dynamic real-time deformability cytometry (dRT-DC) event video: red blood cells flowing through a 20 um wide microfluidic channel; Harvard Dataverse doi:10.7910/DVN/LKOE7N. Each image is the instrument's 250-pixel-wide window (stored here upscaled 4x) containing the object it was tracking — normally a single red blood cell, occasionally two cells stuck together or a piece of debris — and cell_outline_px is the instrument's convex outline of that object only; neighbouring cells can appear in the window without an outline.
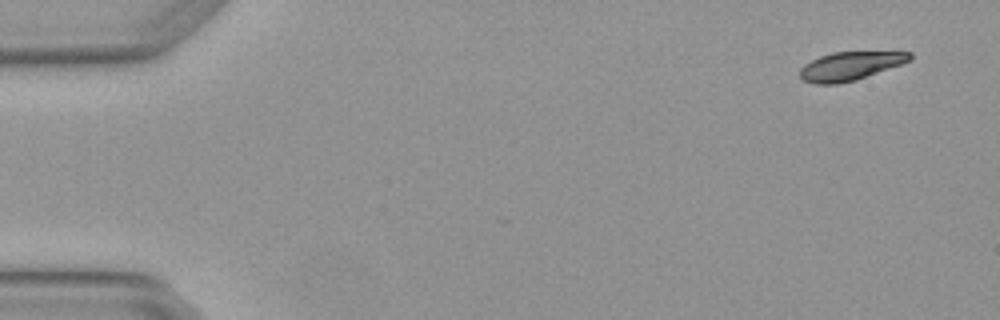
{"species": "Egyptian fruit bat (a non-hibernating species)", "species_latin": "Rousettus aegyptiacus", "temperature_condition": "warm", "stored_images_in_passage": 4, "segment_of_instrument_passage": [2, 2], "camera_frame_rate_fps": 3000, "um_per_image_px": 0.085, "animal": {"sex": "female"}, "frame": {"image": 1, "passage_image": 4, "time_ms": 1.0, "image_size_px": [1000, 320], "cell_outline_px": [[912, 60], [856, 80], [840, 84], [812, 84], [804, 80], [800, 76], [800, 68], [804, 64], [820, 56], [832, 52], [912, 52]], "centroid_in_image_um": [72.24, 5.62], "position_along_channel_um": 12.8, "area_um2": 18.21}}